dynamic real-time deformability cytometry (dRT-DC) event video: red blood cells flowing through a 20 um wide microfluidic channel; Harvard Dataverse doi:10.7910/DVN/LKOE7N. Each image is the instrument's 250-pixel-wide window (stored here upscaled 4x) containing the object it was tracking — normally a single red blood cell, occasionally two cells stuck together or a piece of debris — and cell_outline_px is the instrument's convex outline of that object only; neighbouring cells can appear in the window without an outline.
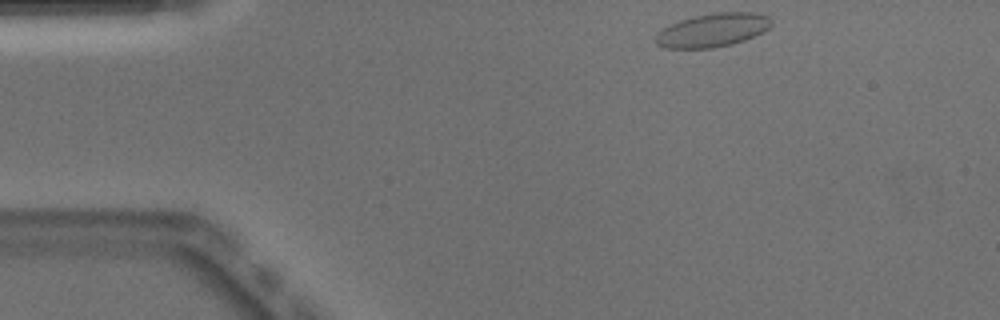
{"species": "Egyptian fruit bat (a non-hibernating species)", "species_latin": "Rousettus aegyptiacus", "temperature_condition": "warm", "stored_images_in_passage": 44, "camera_frame_rate_fps": 3000, "um_per_image_px": 0.085, "animal": {"sex": "male"}, "frame": {"image": 1, "passage_image": 1, "time_ms": 0.0, "image_size_px": [1000, 320], "cell_outline_px": [[772, 24], [764, 32], [744, 40], [732, 44], [712, 48], [664, 48], [656, 44], [652, 40], [664, 28], [680, 20], [692, 16], [716, 12], [756, 12], [768, 16], [772, 20]], "centroid_in_image_um": [60.59, 2.56], "position_along_channel_um": 24.4, "area_um2": 22.72}}
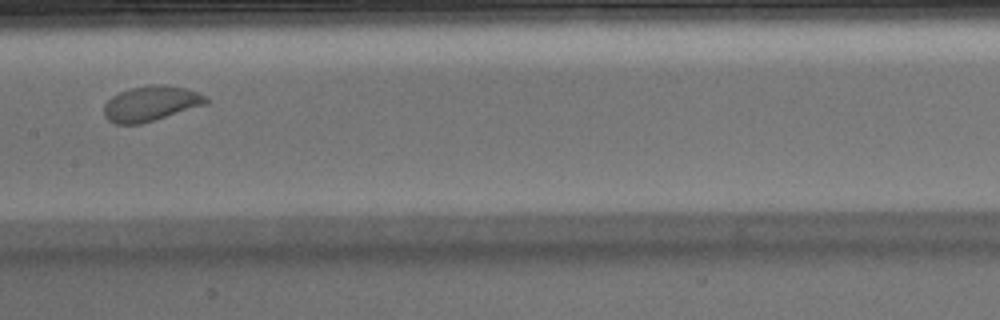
{"frame": {"image": 2, "passage_image": 19, "time_ms": 6.0, "image_size_px": [1000, 320], "cell_outline_px": [[208, 104], [140, 124], [116, 124], [108, 120], [104, 116], [104, 104], [112, 96], [128, 88], [148, 84], [164, 84], [184, 88], [196, 92], [204, 96], [208, 100]], "centroid_in_image_um": [12.79, 8.79], "position_along_channel_um": 194.6, "area_um2": 20.92}}
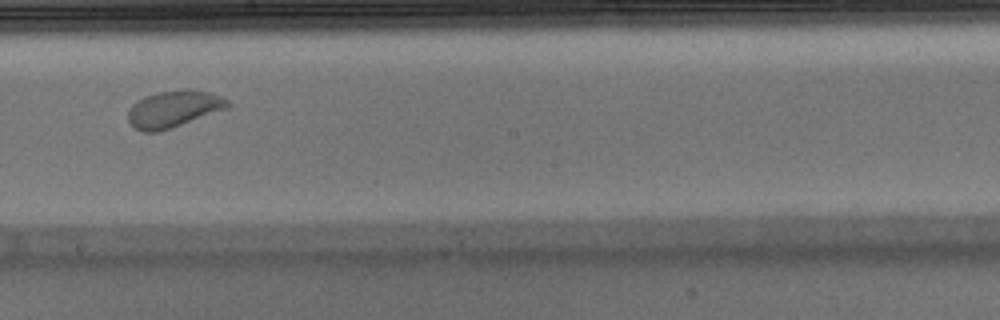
{"frame": {"image": 3, "passage_image": 22, "time_ms": 7.0, "image_size_px": [1000, 320], "cell_outline_px": [[232, 104], [228, 108], [172, 128], [156, 132], [144, 132], [136, 128], [128, 120], [128, 108], [136, 100], [144, 96], [156, 92], [184, 88], [188, 88], [208, 92], [220, 96], [228, 100]], "centroid_in_image_um": [14.76, 9.24], "position_along_channel_um": 233.4, "area_um2": 21.62}, "authors_computed_cell_mechanics": {"area_um2": 22.2819, "velocity_mm_per_s": 3.8943, "shape_relaxation_time_tau1_ms": 2.4556, "shape_relaxation_time_tau2_ms": null, "deformation_change_tau1": 0.1127, "deformation_change_tau2": null}}